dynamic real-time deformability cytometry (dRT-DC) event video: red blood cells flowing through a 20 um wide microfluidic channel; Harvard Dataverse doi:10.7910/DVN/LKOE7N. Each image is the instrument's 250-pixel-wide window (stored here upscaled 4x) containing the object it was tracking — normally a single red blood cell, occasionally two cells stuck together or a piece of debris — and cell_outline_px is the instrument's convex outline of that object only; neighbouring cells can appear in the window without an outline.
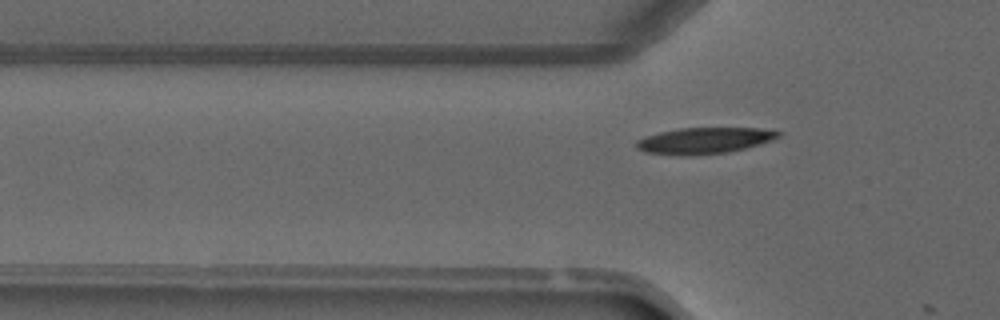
{"species": "common noctule bat (a hibernating species)", "species_latin": "Nyctalus noctula", "temperature_condition": "warm", "stored_images_in_passage": 5, "camera_frame_rate_fps": 3000, "um_per_image_px": 0.085, "animal": {"sex": "male", "forearm_length_mm": 52.5}, "frame": {"image": 1, "passage_image": 5, "time_ms": 4.667, "image_size_px": [1000, 320], "cell_outline_px": [[780, 136], [772, 140], [744, 148], [728, 152], [692, 156], [688, 156], [644, 152], [636, 148], [636, 140], [660, 132], [680, 128], [760, 128], [780, 132]], "centroid_in_image_um": [59.84, 11.95], "position_along_channel_um": 66.0, "area_um2": 21.5}}